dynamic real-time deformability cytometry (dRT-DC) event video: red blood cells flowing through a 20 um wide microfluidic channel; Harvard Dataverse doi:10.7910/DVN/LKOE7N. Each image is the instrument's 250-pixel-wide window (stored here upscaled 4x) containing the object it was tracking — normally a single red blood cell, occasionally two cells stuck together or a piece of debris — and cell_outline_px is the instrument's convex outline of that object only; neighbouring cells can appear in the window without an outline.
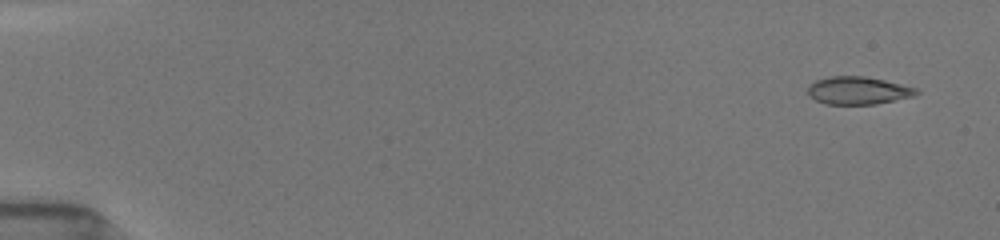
{"species": "common noctule bat (a hibernating species)", "species_latin": "Nyctalus noctula", "temperature_condition": "room temperature", "stored_images_in_passage": 53, "camera_frame_rate_fps": 3000, "um_per_image_px": 0.085, "animal": {"sex": "female", "body_mass_g": 19.5, "forearm_length_mm": 54.1}, "frame": {"image": 1, "passage_image": 3, "time_ms": 0.667, "image_size_px": [1000, 240], "cell_outline_px": [[920, 92], [916, 96], [876, 104], [824, 104], [808, 96], [808, 84], [816, 80], [832, 76], [864, 76], [884, 80], [916, 88]], "centroid_in_image_um": [72.93, 7.7], "position_along_channel_um": 12.1, "area_um2": 17.63}}
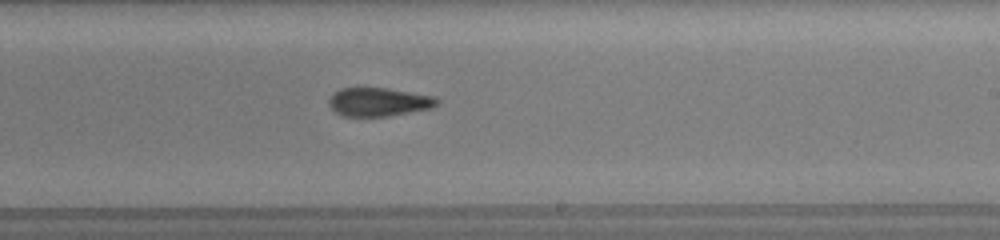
{"frame": {"image": 2, "passage_image": 33, "time_ms": 10.667, "image_size_px": [1000, 240], "cell_outline_px": [[440, 104], [432, 108], [388, 116], [344, 116], [336, 112], [328, 104], [328, 100], [332, 92], [340, 88], [388, 88], [436, 96], [440, 100]], "centroid_in_image_um": [32.22, 8.65], "position_along_channel_um": 256.8, "area_um2": 18.21}}
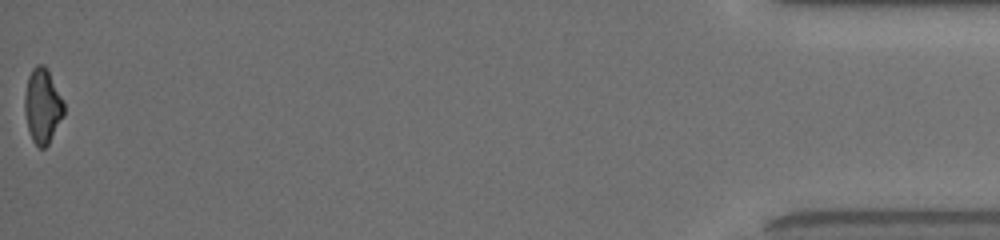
{"frame": {"image": 3, "passage_image": 53, "time_ms": 17.333, "image_size_px": [1000, 240], "cell_outline_px": [[64, 116], [48, 144], [44, 148], [40, 148], [32, 140], [28, 128], [24, 112], [24, 96], [28, 76], [32, 68], [36, 64], [44, 64], [48, 68], [64, 100]], "centroid_in_image_um": [3.62, 8.96], "position_along_channel_um": 431.6, "area_um2": 17.4}, "authors_computed_cell_mechanics": {"area_um2": 18.1492, "velocity_mm_per_s": 3.9306, "shape_relaxation_time_tau1_ms": 4.1106, "shape_relaxation_time_tau2_ms": 1.7599, "deformation_change_tau1": 0.15, "deformation_change_tau2": 0.0873}}